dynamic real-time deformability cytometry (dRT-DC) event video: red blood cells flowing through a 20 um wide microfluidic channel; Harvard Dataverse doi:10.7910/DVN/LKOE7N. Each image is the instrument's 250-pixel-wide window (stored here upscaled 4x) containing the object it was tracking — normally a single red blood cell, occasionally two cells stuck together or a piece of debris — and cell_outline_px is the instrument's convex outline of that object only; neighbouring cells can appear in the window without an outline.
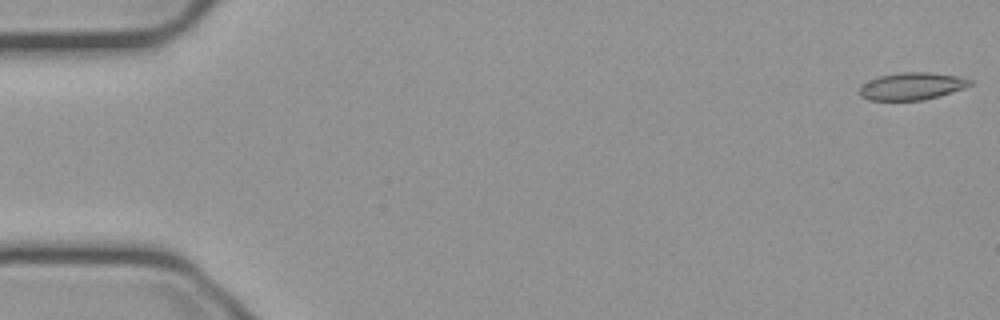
{"species": "common noctule bat (a hibernating species)", "species_latin": "Nyctalus noctula", "temperature_condition": "cold", "stored_images_in_passage": 15, "camera_frame_rate_fps": 3000, "um_per_image_px": 0.085, "animal": {"sex": "male", "body_mass_g": 23.1, "forearm_length_mm": 52.7}, "frame": {"image": 1, "passage_image": 1, "time_ms": 0.0, "image_size_px": [1000, 320], "cell_outline_px": [[972, 84], [964, 88], [940, 96], [924, 100], [868, 100], [860, 96], [860, 84], [880, 76], [904, 72], [928, 72], [960, 76], [972, 80]], "centroid_in_image_um": [77.52, 7.33], "position_along_channel_um": 7.5, "area_um2": 17.63}}
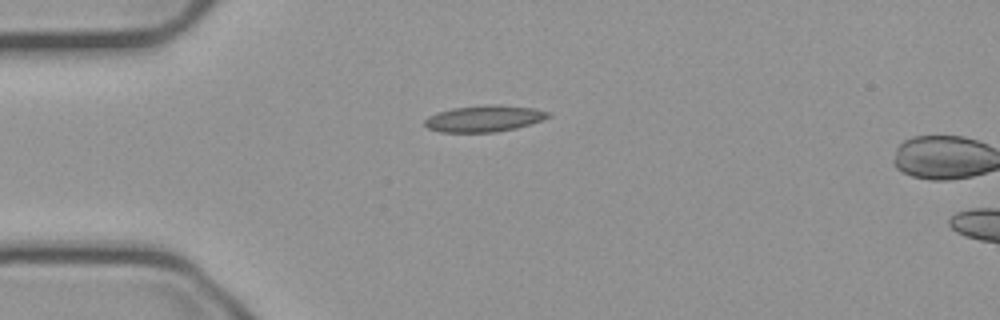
{"frame": {"image": 2, "passage_image": 14, "time_ms": 4.333, "image_size_px": [1000, 320], "cell_outline_px": [[552, 116], [532, 124], [516, 128], [496, 132], [440, 132], [428, 128], [424, 124], [424, 120], [428, 116], [436, 112], [452, 108], [488, 104], [500, 104], [532, 108], [552, 112]], "centroid_in_image_um": [41.18, 10.07], "position_along_channel_um": 43.8, "area_um2": 19.31}}